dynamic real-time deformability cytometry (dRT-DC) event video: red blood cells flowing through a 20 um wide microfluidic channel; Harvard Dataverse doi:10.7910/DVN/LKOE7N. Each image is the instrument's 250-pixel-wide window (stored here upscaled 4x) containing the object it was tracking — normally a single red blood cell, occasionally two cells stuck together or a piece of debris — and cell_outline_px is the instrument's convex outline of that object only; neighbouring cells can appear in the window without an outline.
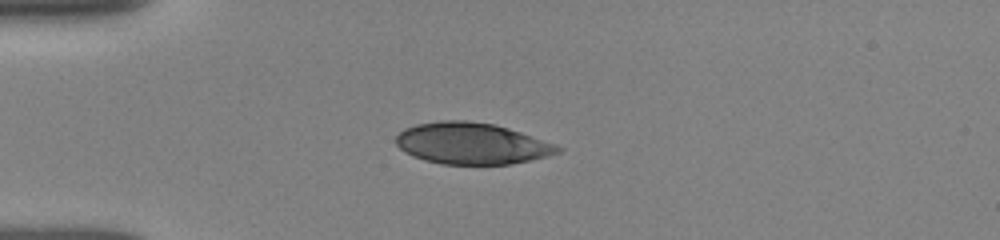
{"species": "human", "species_latin": "Homo sapiens", "temperature_condition": "room temperature", "stored_images_in_passage": 2, "camera_frame_rate_fps": 3000, "um_per_image_px": 0.085, "donor": {"sex": "female"}, "frame": {"image": 1, "passage_image": 1, "time_ms": 0.0, "image_size_px": [1000, 240], "cell_outline_px": [[564, 148], [560, 152], [548, 156], [512, 164], [440, 164], [424, 160], [412, 156], [404, 152], [396, 144], [396, 136], [404, 128], [416, 124], [440, 120], [468, 120], [496, 124], [556, 144]], "centroid_in_image_um": [40.09, 12.19], "position_along_channel_um": 44.9, "area_um2": 39.3}}